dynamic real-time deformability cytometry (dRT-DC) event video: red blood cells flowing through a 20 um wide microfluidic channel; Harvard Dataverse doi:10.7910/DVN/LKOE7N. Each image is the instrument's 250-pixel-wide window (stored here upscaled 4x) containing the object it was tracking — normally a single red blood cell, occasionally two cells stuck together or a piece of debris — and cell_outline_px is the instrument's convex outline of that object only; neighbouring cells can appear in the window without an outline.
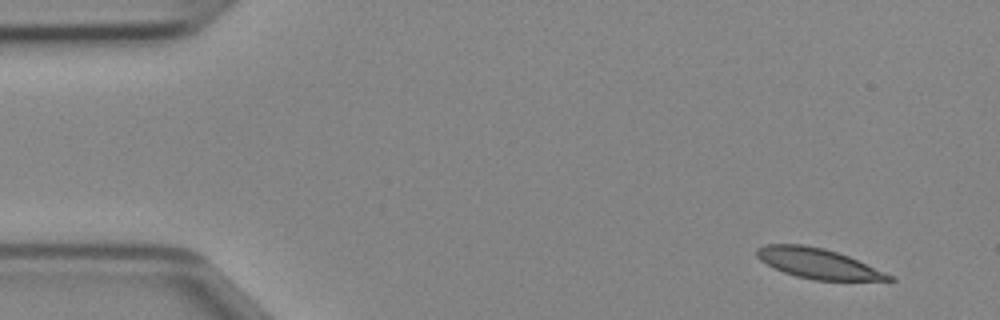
{"species": "Egyptian fruit bat (a non-hibernating species)", "species_latin": "Rousettus aegyptiacus", "temperature_condition": "cold", "stored_images_in_passage": 44, "camera_frame_rate_fps": 3000, "um_per_image_px": 0.085, "animal": {"sex": "female"}, "frame": {"image": 1, "passage_image": 1, "time_ms": 0.0, "image_size_px": [1000, 320], "cell_outline_px": [[896, 280], [812, 280], [796, 276], [784, 272], [760, 260], [756, 256], [756, 248], [764, 244], [804, 244], [824, 248], [848, 256], [884, 272], [892, 276]], "centroid_in_image_um": [69.47, 22.38], "position_along_channel_um": 15.5, "area_um2": 22.89}}
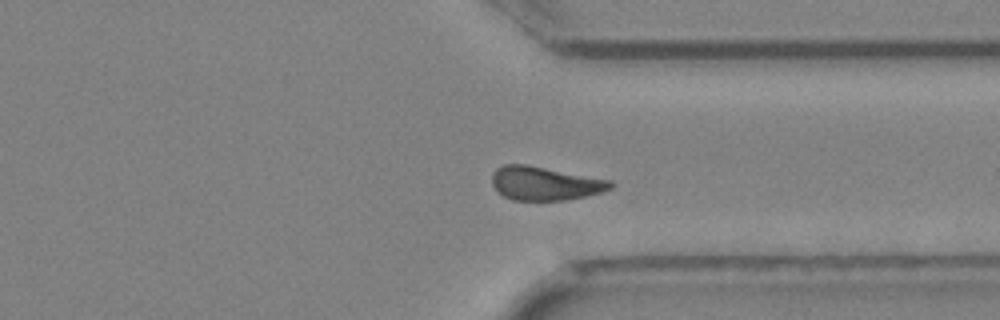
{"frame": {"image": 2, "passage_image": 33, "time_ms": 10.667, "image_size_px": [1000, 320], "cell_outline_px": [[616, 184], [612, 188], [600, 192], [584, 196], [564, 200], [512, 200], [504, 196], [492, 184], [492, 176], [496, 168], [504, 164], [524, 164], [612, 180]], "centroid_in_image_um": [46.33, 15.58], "position_along_channel_um": 365.1, "area_um2": 23.06}}
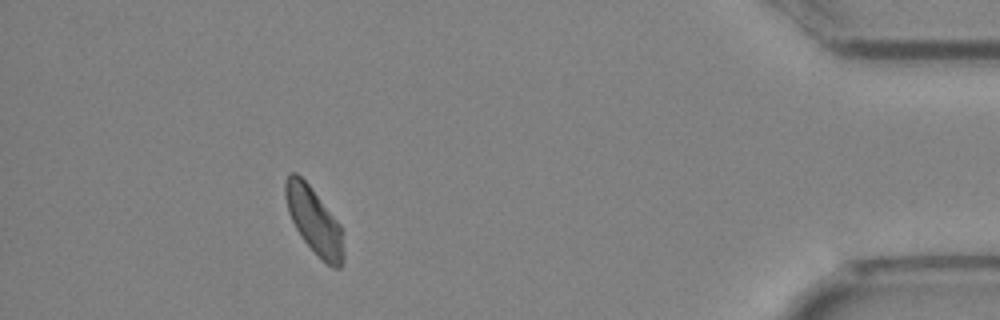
{"frame": {"image": 3, "passage_image": 40, "time_ms": 13.0, "image_size_px": [1000, 320], "cell_outline_px": [[344, 260], [340, 268], [332, 268], [300, 236], [288, 212], [284, 196], [284, 180], [292, 172], [296, 172], [308, 184], [340, 224], [344, 252]], "centroid_in_image_um": [26.68, 18.75], "position_along_channel_um": 408.5, "area_um2": 22.08}}